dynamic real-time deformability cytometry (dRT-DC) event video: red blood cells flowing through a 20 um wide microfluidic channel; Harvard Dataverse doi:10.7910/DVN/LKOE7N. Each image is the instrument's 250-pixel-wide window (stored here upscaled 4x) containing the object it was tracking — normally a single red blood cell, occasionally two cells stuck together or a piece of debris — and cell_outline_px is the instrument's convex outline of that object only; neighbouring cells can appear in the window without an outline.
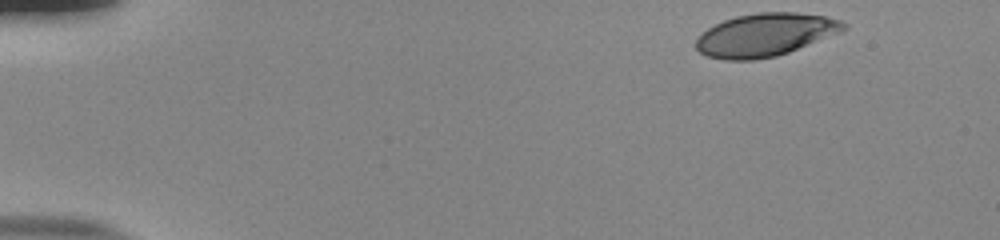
{"species": "human", "species_latin": "Homo sapiens", "temperature_condition": "room temperature", "stored_images_in_passage": 43, "camera_frame_rate_fps": 3000, "um_per_image_px": 0.085, "donor": {"sex": "male"}, "frame": {"image": 1, "passage_image": 1, "time_ms": 0.0, "image_size_px": [1000, 240], "cell_outline_px": [[848, 28], [840, 32], [788, 52], [776, 56], [752, 60], [724, 60], [708, 56], [700, 52], [696, 48], [696, 40], [708, 28], [724, 20], [736, 16], [756, 12], [796, 12], [824, 16], [840, 20], [848, 24]], "centroid_in_image_um": [65.05, 2.95], "position_along_channel_um": 19.9, "area_um2": 36.7}}
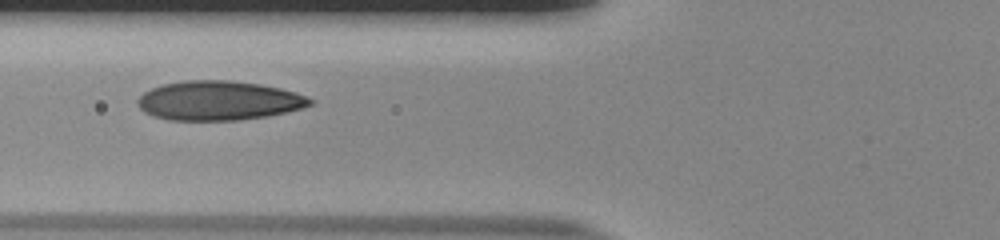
{"frame": {"image": 2, "passage_image": 17, "time_ms": 5.333, "image_size_px": [1000, 240], "cell_outline_px": [[316, 100], [312, 104], [300, 108], [268, 116], [236, 120], [168, 120], [152, 116], [144, 112], [140, 108], [136, 100], [144, 92], [152, 88], [164, 84], [184, 80], [228, 80], [260, 84], [280, 88], [296, 92]], "centroid_in_image_um": [18.58, 8.55], "position_along_channel_um": 107.2, "area_um2": 39.54}}
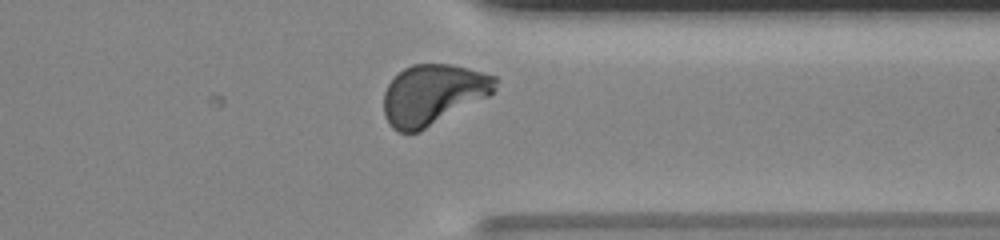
{"frame": {"image": 3, "passage_image": 38, "time_ms": 12.333, "image_size_px": [1000, 240], "cell_outline_px": [[496, 88], [488, 96], [420, 132], [400, 132], [392, 128], [388, 124], [384, 116], [384, 92], [388, 84], [404, 68], [412, 64], [452, 64], [468, 68], [496, 76]], "centroid_in_image_um": [36.78, 8.04], "position_along_channel_um": 374.6, "area_um2": 39.19}, "authors_computed_cell_mechanics": {"area_um2": 38.148, "velocity_mm_per_s": 3.8318, "shape_relaxation_time_tau1_ms": 4.1402, "shape_relaxation_time_tau2_ms": null, "deformation_change_tau1": 0.1947, "deformation_change_tau2": null}}